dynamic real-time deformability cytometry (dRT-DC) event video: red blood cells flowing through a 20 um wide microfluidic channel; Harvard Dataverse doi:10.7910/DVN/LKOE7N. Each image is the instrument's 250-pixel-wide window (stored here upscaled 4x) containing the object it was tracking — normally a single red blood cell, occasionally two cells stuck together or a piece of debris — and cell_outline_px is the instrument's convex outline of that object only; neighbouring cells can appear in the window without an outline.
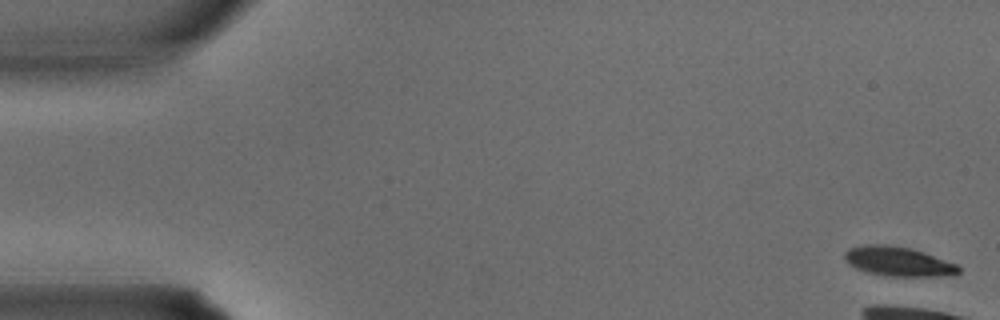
{"species": "common noctule bat (a hibernating species)", "species_latin": "Nyctalus noctula", "temperature_condition": "warm", "stored_images_in_passage": 6, "camera_frame_rate_fps": 3000, "um_per_image_px": 0.085, "animal": {"sex": "male", "body_mass_g": 15.6}, "frame": {"image": 1, "passage_image": 1, "time_ms": 0.0, "image_size_px": [1000, 320], "cell_outline_px": [[960, 272], [940, 276], [892, 276], [868, 272], [856, 268], [848, 264], [844, 260], [844, 252], [848, 248], [860, 244], [888, 244], [912, 248], [924, 252], [956, 264], [960, 268]], "centroid_in_image_um": [76.28, 22.19], "position_along_channel_um": 8.7, "area_um2": 19.59}}